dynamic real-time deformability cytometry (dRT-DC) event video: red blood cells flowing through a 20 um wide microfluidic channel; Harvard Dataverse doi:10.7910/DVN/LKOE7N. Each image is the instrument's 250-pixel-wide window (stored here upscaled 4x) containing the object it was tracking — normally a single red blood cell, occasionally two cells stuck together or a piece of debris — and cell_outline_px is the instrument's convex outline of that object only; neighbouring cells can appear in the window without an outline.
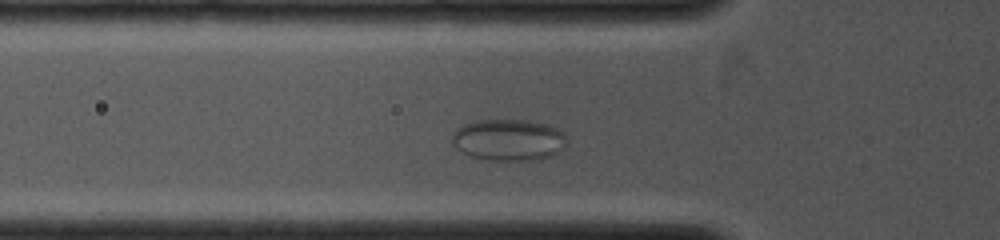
{"species": "common noctule bat (a hibernating species)", "species_latin": "Nyctalus noctula", "temperature_condition": "cold", "stored_images_in_passage": 11, "camera_frame_rate_fps": 4000, "um_per_image_px": 0.085, "animal": {"sex": "female", "body_mass_g": 19.0, "forearm_length_mm": 53.3}, "frame": {"image": 1, "passage_image": 7, "time_ms": 1.75, "image_size_px": [1000, 240], "cell_outline_px": [[564, 148], [560, 152], [552, 156], [540, 160], [492, 160], [472, 156], [456, 148], [452, 144], [452, 136], [456, 128], [464, 124], [476, 120], [524, 120], [548, 124], [564, 132]], "centroid_in_image_um": [43.24, 11.89], "position_along_channel_um": 82.6, "area_um2": 27.8}}
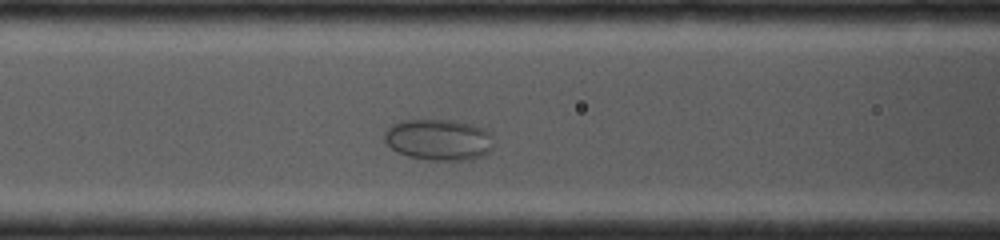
{"frame": {"image": 2, "passage_image": 10, "time_ms": 2.75, "image_size_px": [1000, 240], "cell_outline_px": [[492, 148], [484, 156], [468, 160], [428, 160], [408, 156], [396, 152], [384, 140], [384, 132], [392, 124], [400, 120], [452, 120], [484, 128], [492, 132]], "centroid_in_image_um": [37.29, 11.88], "position_along_channel_um": 129.3, "area_um2": 26.41}}